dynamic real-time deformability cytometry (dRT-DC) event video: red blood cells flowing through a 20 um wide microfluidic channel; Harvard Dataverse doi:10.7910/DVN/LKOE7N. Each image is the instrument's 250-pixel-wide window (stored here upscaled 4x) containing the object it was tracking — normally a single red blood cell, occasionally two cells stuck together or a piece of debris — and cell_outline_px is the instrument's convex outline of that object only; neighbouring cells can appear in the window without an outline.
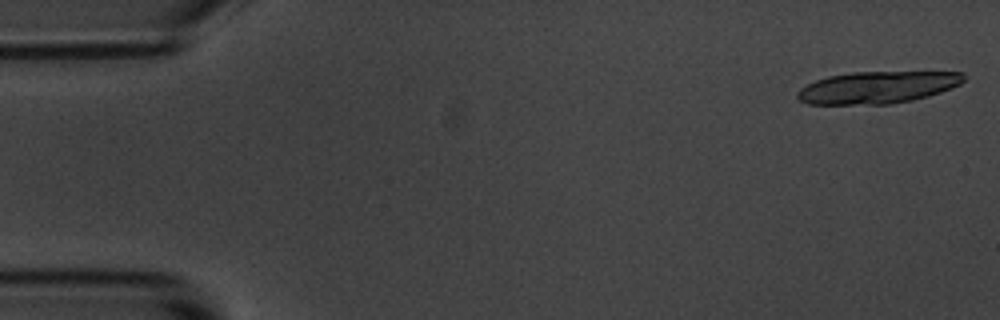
{"species": "common noctule bat (a hibernating species)", "species_latin": "Nyctalus noctula", "temperature_condition": "room temperature", "stored_images_in_passage": 19, "camera_frame_rate_fps": 3000, "um_per_image_px": 0.085, "animal": {"sex": "male", "body_mass_g": 20.1, "forearm_length_mm": 53.5}, "frame": {"image": 1, "passage_image": 1, "time_ms": 0.0, "image_size_px": [1000, 320], "cell_outline_px": [[964, 80], [960, 84], [952, 88], [928, 96], [912, 100], [888, 104], [808, 104], [800, 100], [796, 96], [796, 92], [800, 88], [816, 80], [828, 76], [852, 72], [964, 72]], "centroid_in_image_um": [74.57, 7.43], "position_along_channel_um": 10.4, "area_um2": 30.98}}